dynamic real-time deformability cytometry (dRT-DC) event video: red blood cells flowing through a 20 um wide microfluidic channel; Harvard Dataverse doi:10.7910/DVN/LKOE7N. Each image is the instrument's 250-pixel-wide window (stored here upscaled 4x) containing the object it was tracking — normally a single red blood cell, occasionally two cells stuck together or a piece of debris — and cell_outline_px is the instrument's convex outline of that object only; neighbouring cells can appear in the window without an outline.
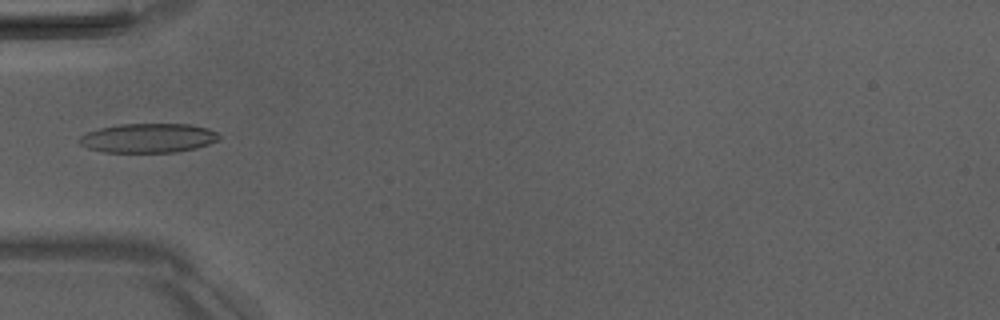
{"species": "Egyptian fruit bat (a non-hibernating species)", "species_latin": "Rousettus aegyptiacus", "temperature_condition": "room temperature", "stored_images_in_passage": 6, "camera_frame_rate_fps": 3000, "um_per_image_px": 0.085, "animal": {"sex": "male"}, "frame": {"image": 1, "passage_image": 5, "time_ms": 5.333, "image_size_px": [1000, 320], "cell_outline_px": [[220, 140], [196, 148], [176, 152], [104, 152], [88, 148], [80, 144], [80, 136], [88, 132], [100, 128], [120, 124], [188, 124], [208, 128], [216, 132], [220, 136]], "centroid_in_image_um": [12.63, 11.73], "position_along_channel_um": 72.4, "area_um2": 23.76}}